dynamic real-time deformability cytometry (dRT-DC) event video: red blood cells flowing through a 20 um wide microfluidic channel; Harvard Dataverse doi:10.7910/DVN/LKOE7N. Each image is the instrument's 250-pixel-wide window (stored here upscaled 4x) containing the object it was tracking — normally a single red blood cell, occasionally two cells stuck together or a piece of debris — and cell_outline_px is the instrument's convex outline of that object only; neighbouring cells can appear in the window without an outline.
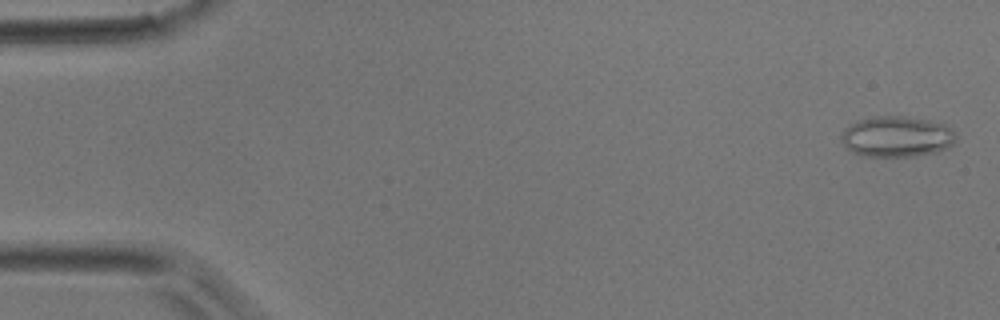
{"species": "common noctule bat (a hibernating species)", "species_latin": "Nyctalus noctula", "temperature_condition": "room temperature", "stored_images_in_passage": 45, "camera_frame_rate_fps": 3000, "um_per_image_px": 0.085, "animal": {"sex": "male", "body_mass_g": 17.9}, "frame": {"image": 1, "passage_image": 1, "time_ms": 0.0, "image_size_px": [1000, 320], "cell_outline_px": [[956, 140], [948, 148], [936, 152], [916, 156], [864, 156], [852, 152], [840, 140], [840, 136], [844, 128], [860, 120], [876, 116], [904, 116], [928, 120], [944, 124], [952, 128], [956, 132]], "centroid_in_image_um": [76.25, 11.61], "position_along_channel_um": 8.7, "area_um2": 27.34}}
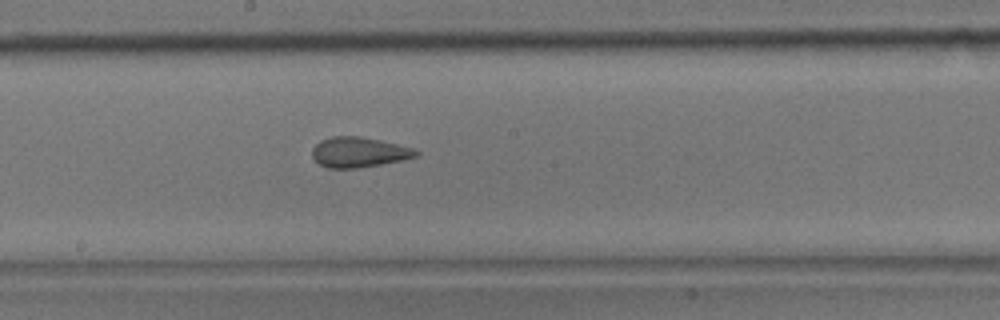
{"frame": {"image": 2, "passage_image": 24, "time_ms": 7.667, "image_size_px": [1000, 320], "cell_outline_px": [[420, 156], [380, 164], [356, 168], [328, 168], [320, 164], [312, 156], [312, 148], [320, 140], [332, 136], [360, 136], [380, 140], [412, 148], [420, 152]], "centroid_in_image_um": [30.49, 12.93], "position_along_channel_um": 217.7, "area_um2": 18.15}}
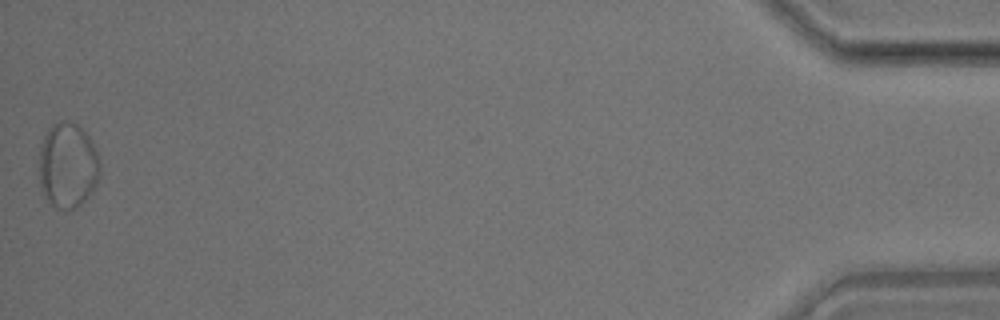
{"frame": {"image": 3, "passage_image": 45, "time_ms": 14.667, "image_size_px": [1000, 320], "cell_outline_px": [[100, 172], [96, 184], [92, 192], [76, 208], [64, 212], [56, 208], [44, 196], [40, 184], [40, 144], [48, 128], [52, 124], [60, 120], [72, 120], [88, 136], [96, 152], [100, 164]], "centroid_in_image_um": [5.75, 14.07], "position_along_channel_um": 429.5, "area_um2": 30.4}}